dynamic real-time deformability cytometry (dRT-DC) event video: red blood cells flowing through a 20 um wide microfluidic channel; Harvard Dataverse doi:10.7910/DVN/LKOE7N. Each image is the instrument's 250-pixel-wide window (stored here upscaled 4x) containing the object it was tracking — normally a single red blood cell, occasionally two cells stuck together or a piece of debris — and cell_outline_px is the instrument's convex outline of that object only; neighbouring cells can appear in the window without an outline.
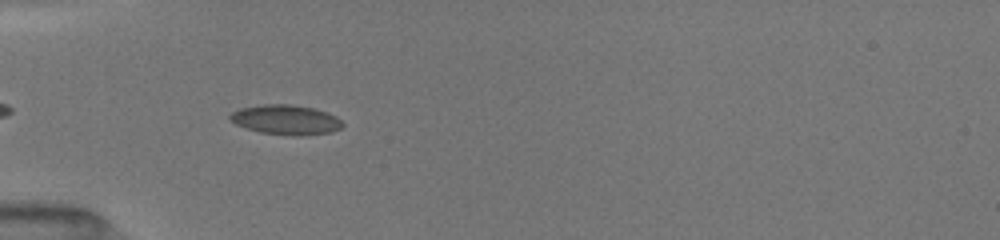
{"species": "common noctule bat (a hibernating species)", "species_latin": "Nyctalus noctula", "temperature_condition": "room temperature", "stored_images_in_passage": 33, "camera_frame_rate_fps": 3000, "um_per_image_px": 0.085, "animal": {"sex": "female", "body_mass_g": 19.5, "forearm_length_mm": 54.1}, "frame": {"image": 1, "passage_image": 4, "time_ms": 1.0, "image_size_px": [1000, 240], "cell_outline_px": [[344, 124], [340, 128], [332, 132], [300, 136], [292, 136], [260, 132], [236, 124], [228, 120], [228, 116], [232, 112], [240, 108], [264, 104], [292, 104], [312, 108], [336, 116]], "centroid_in_image_um": [24.27, 10.18], "position_along_channel_um": 60.7, "area_um2": 19.48}}
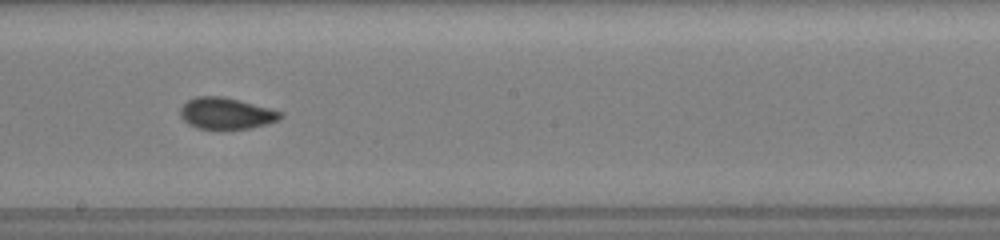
{"frame": {"image": 2, "passage_image": 16, "time_ms": 5.333, "image_size_px": [1000, 240], "cell_outline_px": [[280, 116], [276, 120], [264, 124], [248, 128], [200, 128], [188, 124], [180, 116], [180, 108], [188, 100], [196, 96], [224, 96], [268, 108], [280, 112]], "centroid_in_image_um": [19.14, 9.61], "position_along_channel_um": 229.1, "area_um2": 17.74}}
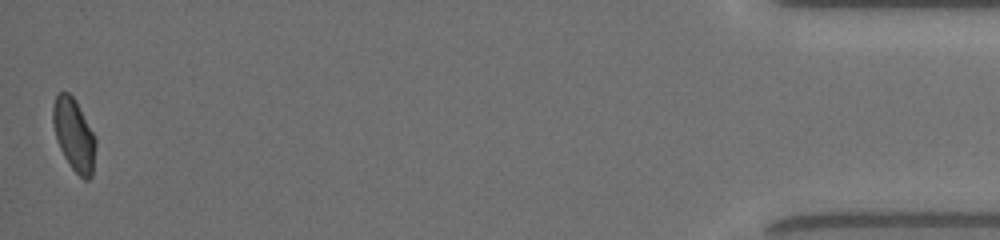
{"frame": {"image": 3, "passage_image": 33, "time_ms": 12.333, "image_size_px": [1000, 240], "cell_outline_px": [[96, 144], [92, 176], [88, 180], [84, 180], [72, 168], [64, 156], [60, 148], [56, 136], [52, 120], [52, 108], [56, 92], [68, 92], [76, 100], [96, 140]], "centroid_in_image_um": [6.28, 11.44], "position_along_channel_um": 428.9, "area_um2": 17.86}, "authors_computed_cell_mechanics": {"area_um2": 18.3804, "velocity_mm_per_s": 4.0396, "shape_relaxation_time_tau1_ms": 5.8707, "shape_relaxation_time_tau2_ms": 0.9565, "deformation_change_tau1": 0.1198, "deformation_change_tau2": 0.0559}}